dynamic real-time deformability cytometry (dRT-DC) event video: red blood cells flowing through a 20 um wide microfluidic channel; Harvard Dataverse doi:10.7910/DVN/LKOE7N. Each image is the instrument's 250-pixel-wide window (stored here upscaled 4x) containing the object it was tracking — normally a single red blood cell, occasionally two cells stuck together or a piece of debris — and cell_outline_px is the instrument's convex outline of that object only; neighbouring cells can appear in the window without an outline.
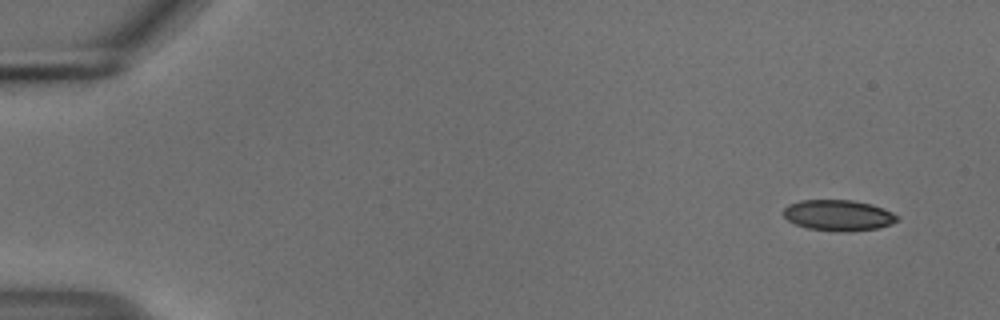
{"species": "common noctule bat (a hibernating species)", "species_latin": "Nyctalus noctula", "temperature_condition": "cold", "stored_images_in_passage": 4, "camera_frame_rate_fps": 3000, "um_per_image_px": 0.085, "animal": {"sex": "male", "body_mass_g": 18.8}, "frame": {"image": 1, "passage_image": 1, "time_ms": 0.0, "image_size_px": [1000, 320], "cell_outline_px": [[900, 220], [892, 224], [880, 228], [848, 232], [840, 232], [808, 228], [796, 224], [788, 220], [784, 216], [784, 208], [788, 204], [800, 200], [852, 200], [872, 204], [884, 208], [900, 216]], "centroid_in_image_um": [71.32, 18.3], "position_along_channel_um": 13.7, "area_um2": 20.75}}
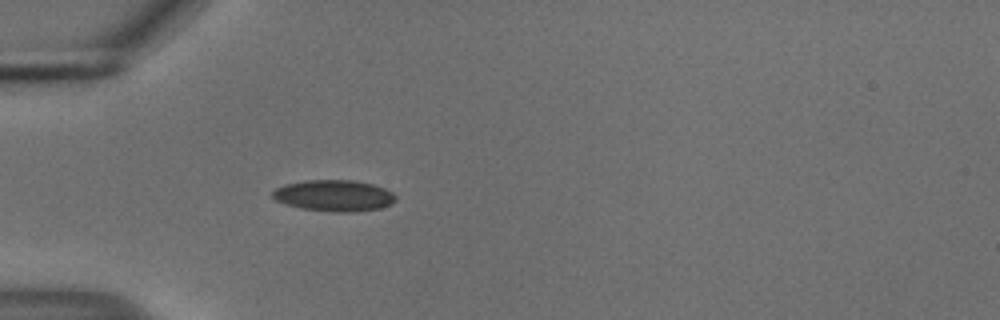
{"frame": {"image": 2, "passage_image": 4, "time_ms": 1.0, "image_size_px": [1000, 320], "cell_outline_px": [[396, 200], [392, 204], [380, 208], [352, 212], [336, 212], [300, 208], [284, 204], [276, 200], [272, 196], [272, 192], [276, 188], [284, 184], [304, 180], [352, 180], [372, 184], [384, 188], [392, 192], [396, 196]], "centroid_in_image_um": [28.38, 16.62], "position_along_channel_um": 56.6, "area_um2": 22.54}}